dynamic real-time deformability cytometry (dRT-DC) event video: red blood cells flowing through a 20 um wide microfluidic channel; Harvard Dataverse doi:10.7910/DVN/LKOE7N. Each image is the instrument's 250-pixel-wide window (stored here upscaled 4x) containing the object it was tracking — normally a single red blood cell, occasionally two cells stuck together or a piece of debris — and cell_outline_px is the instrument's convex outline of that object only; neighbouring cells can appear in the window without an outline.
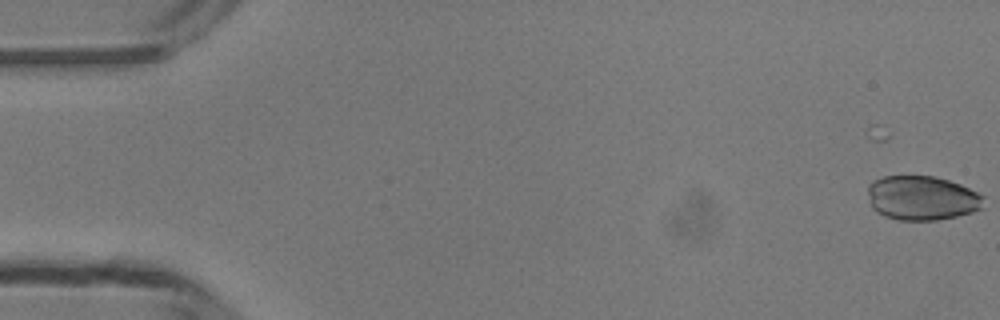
{"species": "common noctule bat (a hibernating species)", "species_latin": "Nyctalus noctula", "temperature_condition": "room temperature", "stored_images_in_passage": 4, "camera_frame_rate_fps": 3000, "um_per_image_px": 0.085, "animal": {"sex": "male", "body_mass_g": 13.3}, "frame": {"image": 1, "passage_image": 4, "time_ms": 1.0, "image_size_px": [1000, 320], "cell_outline_px": [[984, 208], [972, 212], [956, 216], [936, 220], [896, 220], [884, 216], [876, 212], [872, 208], [868, 192], [868, 184], [872, 180], [884, 176], [936, 176], [960, 184], [984, 196]], "centroid_in_image_um": [78.36, 16.83], "position_along_channel_um": 6.6, "area_um2": 30.17}}